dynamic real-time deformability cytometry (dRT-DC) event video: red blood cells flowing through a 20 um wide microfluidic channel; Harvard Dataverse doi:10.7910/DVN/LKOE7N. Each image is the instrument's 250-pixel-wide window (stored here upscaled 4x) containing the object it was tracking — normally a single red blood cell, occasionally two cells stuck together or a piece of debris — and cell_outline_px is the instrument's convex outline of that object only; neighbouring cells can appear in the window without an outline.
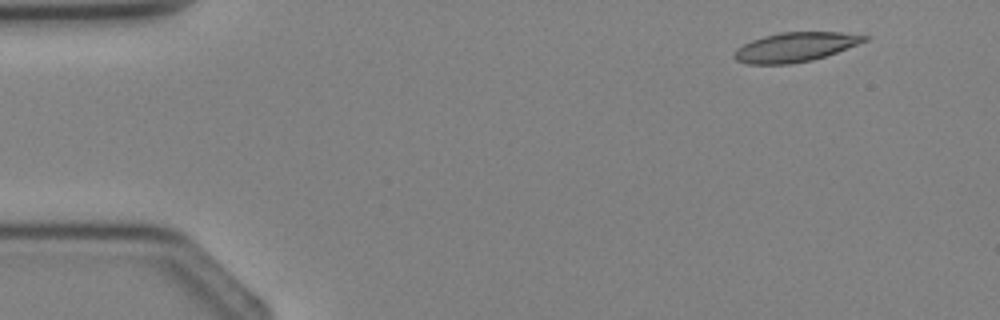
{"species": "Egyptian fruit bat (a non-hibernating species)", "species_latin": "Rousettus aegyptiacus", "temperature_condition": "cold", "stored_images_in_passage": 3, "segment_of_instrument_passage": [2, 2], "camera_frame_rate_fps": 3000, "um_per_image_px": 0.085, "animal": {"sex": "female"}, "frame": {"image": 1, "passage_image": 3, "time_ms": 2.0, "image_size_px": [1000, 320], "cell_outline_px": [[868, 40], [836, 52], [812, 60], [788, 64], [748, 64], [736, 60], [732, 56], [732, 52], [736, 48], [752, 40], [764, 36], [780, 32], [840, 32], [868, 36]], "centroid_in_image_um": [67.54, 4.0], "position_along_channel_um": 17.5, "area_um2": 22.14}}